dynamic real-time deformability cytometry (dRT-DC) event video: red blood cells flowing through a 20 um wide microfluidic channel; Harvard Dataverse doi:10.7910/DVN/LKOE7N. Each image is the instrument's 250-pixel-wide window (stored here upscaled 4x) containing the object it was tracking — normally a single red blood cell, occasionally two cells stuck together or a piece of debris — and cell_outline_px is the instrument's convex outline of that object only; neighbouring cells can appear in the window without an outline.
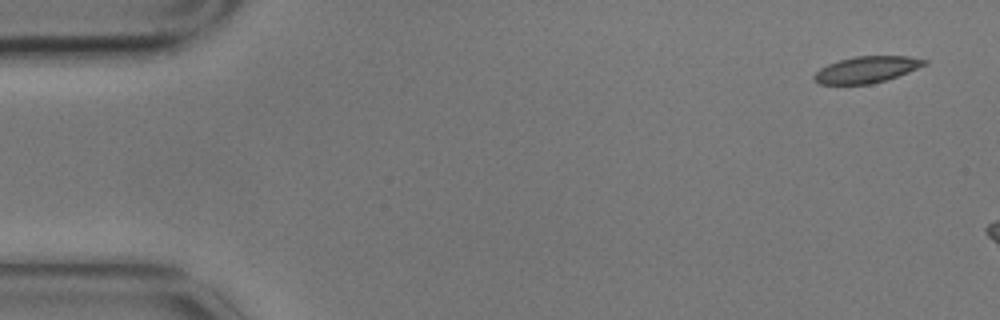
{"species": "common noctule bat (a hibernating species)", "species_latin": "Nyctalus noctula", "temperature_condition": "cold", "stored_images_in_passage": 12, "camera_frame_rate_fps": 3000, "um_per_image_px": 0.085, "animal": {"sex": "male", "body_mass_g": 17.9}, "frame": {"image": 1, "passage_image": 1, "time_ms": 0.0, "image_size_px": [1000, 320], "cell_outline_px": [[928, 64], [908, 72], [884, 80], [868, 84], [820, 84], [812, 76], [820, 68], [828, 64], [840, 60], [856, 56], [908, 56], [928, 60]], "centroid_in_image_um": [73.68, 5.9], "position_along_channel_um": 11.3, "area_um2": 16.76}}
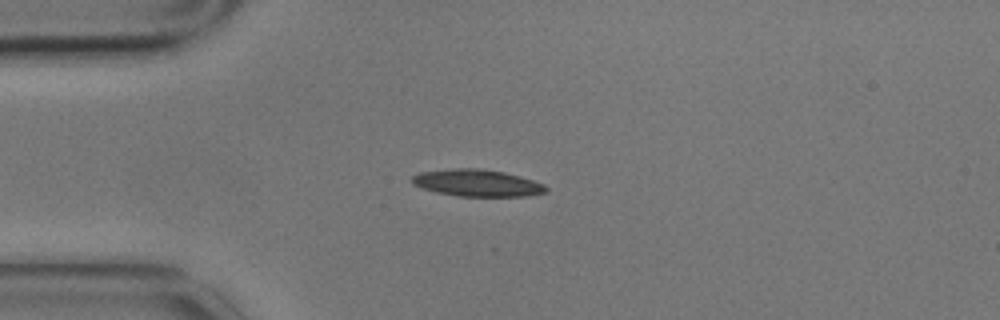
{"frame": {"image": 2, "passage_image": 4, "time_ms": 1.0, "image_size_px": [1000, 320], "cell_outline_px": [[548, 192], [528, 196], [456, 196], [436, 192], [412, 184], [412, 176], [420, 172], [456, 168], [480, 168], [504, 172], [520, 176], [544, 184], [548, 188]], "centroid_in_image_um": [40.59, 15.55], "position_along_channel_um": 44.4, "area_um2": 21.04}}
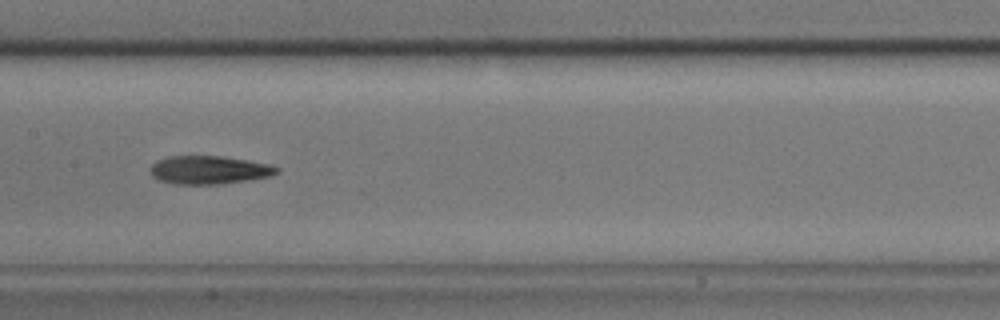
{"frame": {"image": 3, "passage_image": 8, "time_ms": 2.333, "image_size_px": [1000, 320], "cell_outline_px": [[280, 172], [272, 176], [252, 180], [216, 184], [172, 184], [160, 180], [152, 176], [148, 168], [156, 160], [168, 156], [220, 156], [268, 164], [280, 168]], "centroid_in_image_um": [17.75, 14.45], "position_along_channel_um": 189.6, "area_um2": 20.98}}